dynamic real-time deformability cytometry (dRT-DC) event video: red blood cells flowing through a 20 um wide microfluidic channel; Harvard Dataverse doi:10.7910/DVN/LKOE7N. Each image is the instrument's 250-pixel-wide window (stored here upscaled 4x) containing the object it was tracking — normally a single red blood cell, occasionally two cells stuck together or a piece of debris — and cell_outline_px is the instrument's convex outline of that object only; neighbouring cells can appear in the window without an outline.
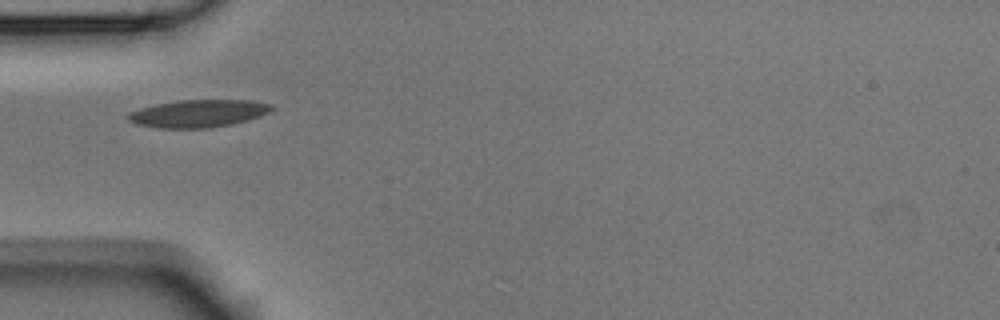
{"species": "Egyptian fruit bat (a non-hibernating species)", "species_latin": "Rousettus aegyptiacus", "temperature_condition": "room temperature", "stored_images_in_passage": 6, "camera_frame_rate_fps": 3000, "um_per_image_px": 0.085, "animal": {"sex": "male"}, "frame": {"image": 1, "passage_image": 1, "time_ms": 0.0, "image_size_px": [1000, 320], "cell_outline_px": [[272, 108], [268, 112], [260, 116], [248, 120], [232, 124], [212, 128], [156, 128], [136, 124], [128, 120], [124, 116], [128, 112], [140, 108], [156, 104], [176, 100], [252, 100], [272, 104]], "centroid_in_image_um": [16.81, 9.65], "position_along_channel_um": 68.2, "area_um2": 23.29}}
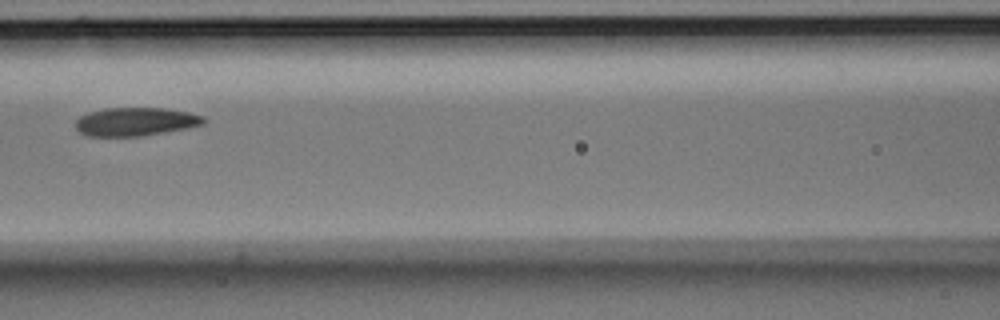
{"frame": {"image": 2, "passage_image": 3, "time_ms": 0.667, "image_size_px": [1000, 320], "cell_outline_px": [[204, 124], [188, 128], [144, 136], [84, 136], [76, 128], [76, 120], [80, 116], [88, 112], [104, 108], [164, 108], [188, 112], [204, 116]], "centroid_in_image_um": [11.51, 10.35], "position_along_channel_um": 155.1, "area_um2": 21.33}}
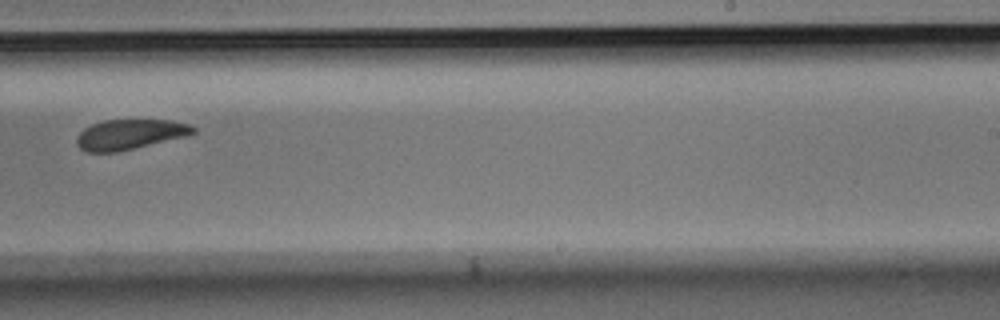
{"frame": {"image": 3, "passage_image": 6, "time_ms": 1.667, "image_size_px": [1000, 320], "cell_outline_px": [[196, 132], [188, 136], [116, 152], [88, 152], [80, 148], [76, 144], [76, 136], [84, 128], [92, 124], [104, 120], [172, 120], [192, 124], [196, 128]], "centroid_in_image_um": [11.06, 11.41], "position_along_channel_um": 277.9, "area_um2": 20.58}}